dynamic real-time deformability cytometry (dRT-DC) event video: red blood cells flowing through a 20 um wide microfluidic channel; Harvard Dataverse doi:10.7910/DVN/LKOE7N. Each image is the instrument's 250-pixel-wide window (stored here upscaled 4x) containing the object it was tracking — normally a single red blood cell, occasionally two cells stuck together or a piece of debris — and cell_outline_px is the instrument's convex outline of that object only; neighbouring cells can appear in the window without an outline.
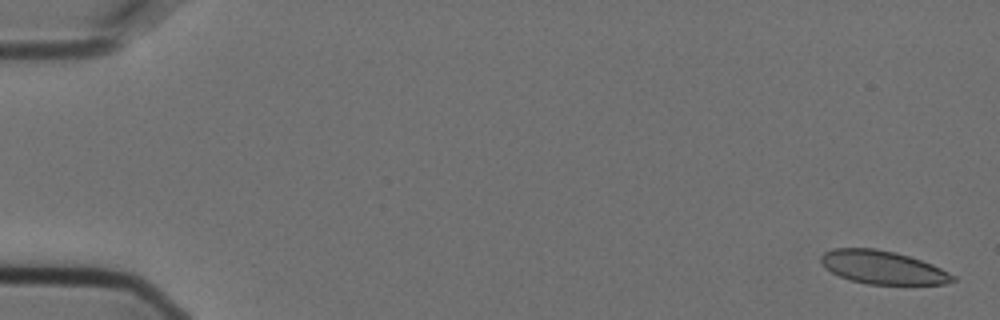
{"species": "Egyptian fruit bat (a non-hibernating species)", "species_latin": "Rousettus aegyptiacus", "temperature_condition": "cold", "stored_images_in_passage": 5, "camera_frame_rate_fps": 3000, "um_per_image_px": 0.085, "animal": {"sex": "female"}, "frame": {"image": 1, "passage_image": 1, "time_ms": 0.0, "image_size_px": [1000, 320], "cell_outline_px": [[956, 280], [944, 284], [868, 284], [852, 280], [840, 276], [824, 268], [820, 260], [820, 256], [824, 252], [832, 248], [876, 248], [896, 252], [932, 264], [956, 276]], "centroid_in_image_um": [75.01, 22.72], "position_along_channel_um": 10.0, "area_um2": 25.49}}
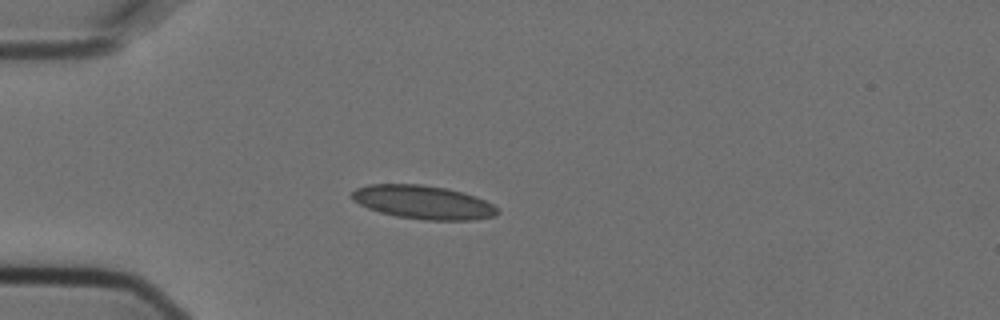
{"frame": {"image": 2, "passage_image": 5, "time_ms": 1.333, "image_size_px": [1000, 320], "cell_outline_px": [[500, 212], [496, 216], [476, 220], [424, 220], [396, 216], [380, 212], [368, 208], [352, 200], [352, 192], [356, 188], [368, 184], [420, 184], [448, 188], [464, 192], [476, 196], [492, 204]], "centroid_in_image_um": [35.99, 17.19], "position_along_channel_um": 49.0, "area_um2": 28.67}}